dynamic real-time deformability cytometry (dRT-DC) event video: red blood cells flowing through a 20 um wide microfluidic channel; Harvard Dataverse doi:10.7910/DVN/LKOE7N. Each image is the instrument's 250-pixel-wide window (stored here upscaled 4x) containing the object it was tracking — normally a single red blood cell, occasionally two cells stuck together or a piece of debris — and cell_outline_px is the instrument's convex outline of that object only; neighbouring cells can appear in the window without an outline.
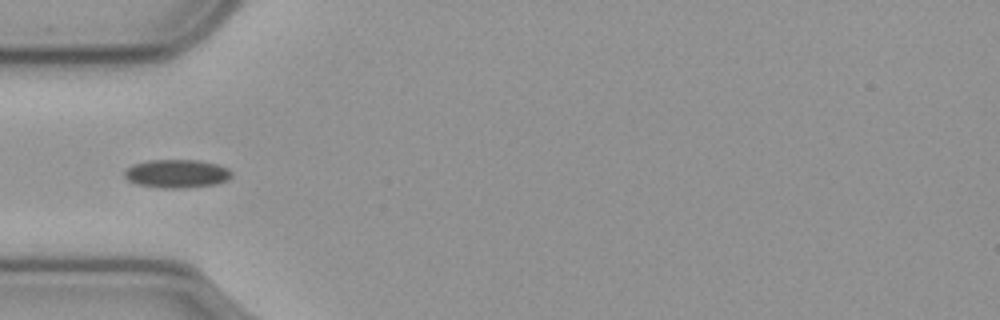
{"species": "common noctule bat (a hibernating species)", "species_latin": "Nyctalus noctula", "temperature_condition": "cold", "stored_images_in_passage": 40, "camera_frame_rate_fps": 3000, "um_per_image_px": 0.085, "animal": {"sex": "male", "body_mass_g": 23.1, "forearm_length_mm": 52.7}, "frame": {"image": 1, "passage_image": 1, "time_ms": 0.0, "image_size_px": [1000, 320], "cell_outline_px": [[232, 176], [228, 180], [216, 184], [180, 188], [160, 188], [136, 184], [128, 180], [124, 176], [124, 172], [132, 164], [148, 160], [196, 160], [216, 164], [228, 168], [232, 172]], "centroid_in_image_um": [15.02, 14.76], "position_along_channel_um": 70.0, "area_um2": 17.74}}
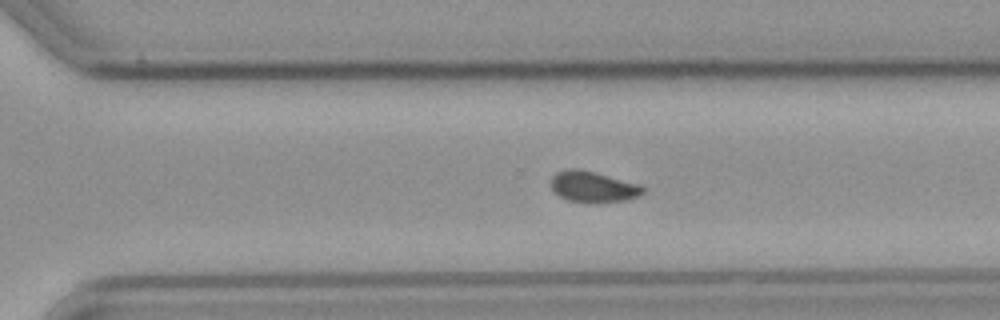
{"frame": {"image": 2, "passage_image": 22, "time_ms": 7.0, "image_size_px": [1000, 320], "cell_outline_px": [[644, 192], [640, 196], [628, 200], [596, 204], [568, 200], [552, 192], [552, 176], [556, 172], [564, 168], [580, 168], [640, 184], [644, 188]], "centroid_in_image_um": [50.42, 15.88], "position_along_channel_um": 320.2, "area_um2": 17.05}}
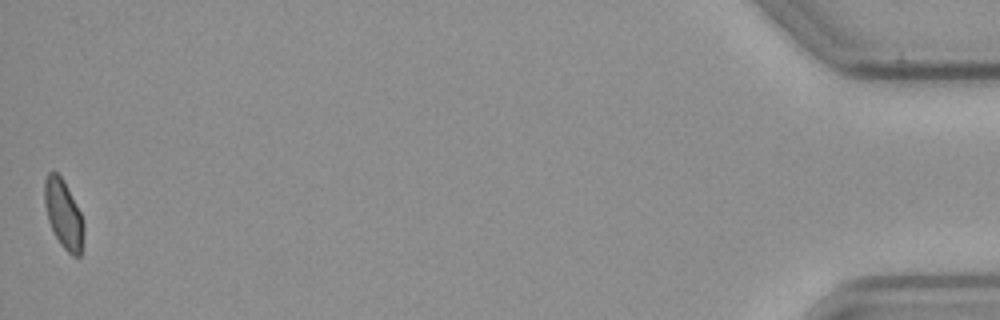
{"frame": {"image": 3, "passage_image": 40, "time_ms": 13.0, "image_size_px": [1000, 320], "cell_outline_px": [[84, 232], [80, 256], [72, 256], [60, 244], [48, 220], [44, 200], [44, 180], [48, 172], [56, 172], [64, 180], [80, 212], [84, 224]], "centroid_in_image_um": [5.4, 18.19], "position_along_channel_um": 429.8, "area_um2": 15.55}, "authors_computed_cell_mechanics": {"area_um2": 16.7331, "velocity_mm_per_s": 3.5608, "shape_relaxation_time_tau1_ms": null, "shape_relaxation_time_tau2_ms": 3.4301, "deformation_change_tau1": null, "deformation_change_tau2": 0.0492}}